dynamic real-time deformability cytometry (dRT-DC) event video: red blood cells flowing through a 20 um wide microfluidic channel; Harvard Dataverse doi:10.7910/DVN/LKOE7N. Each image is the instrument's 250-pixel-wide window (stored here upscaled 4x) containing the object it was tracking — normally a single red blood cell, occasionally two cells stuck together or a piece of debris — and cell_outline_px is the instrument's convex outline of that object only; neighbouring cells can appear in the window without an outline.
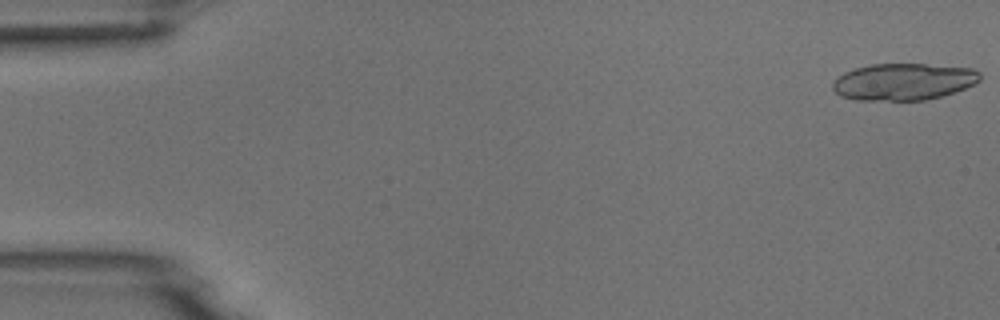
{"species": "common noctule bat (a hibernating species)", "species_latin": "Nyctalus noctula", "temperature_condition": "room temperature", "stored_images_in_passage": 15, "segment_of_instrument_passage": [1, 2], "camera_frame_rate_fps": 3000, "um_per_image_px": 0.085, "animal": {"sex": "male", "body_mass_g": 18.8}, "frame": {"image": 1, "passage_image": 1, "time_ms": 0.0, "image_size_px": [1000, 320], "cell_outline_px": [[980, 80], [976, 84], [940, 96], [924, 100], [856, 100], [840, 96], [832, 88], [832, 84], [844, 72], [856, 68], [872, 64], [924, 64], [972, 68], [980, 72]], "centroid_in_image_um": [76.8, 6.94], "position_along_channel_um": 8.2, "area_um2": 31.44}}